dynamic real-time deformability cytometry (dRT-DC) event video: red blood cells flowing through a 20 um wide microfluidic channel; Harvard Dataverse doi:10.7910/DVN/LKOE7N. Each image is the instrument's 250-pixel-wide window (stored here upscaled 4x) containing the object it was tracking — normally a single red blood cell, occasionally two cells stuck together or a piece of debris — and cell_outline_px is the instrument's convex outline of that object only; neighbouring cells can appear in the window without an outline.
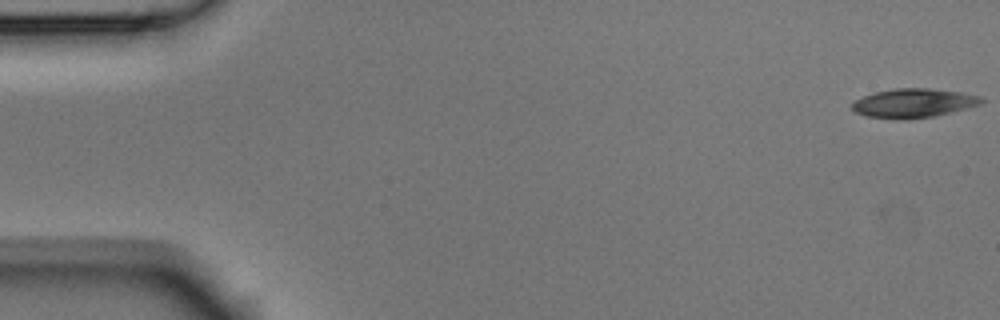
{"species": "Egyptian fruit bat (a non-hibernating species)", "species_latin": "Rousettus aegyptiacus", "temperature_condition": "room temperature", "stored_images_in_passage": 5, "camera_frame_rate_fps": 3000, "um_per_image_px": 0.085, "animal": {"sex": "male"}, "frame": {"image": 1, "passage_image": 1, "time_ms": 0.0, "image_size_px": [1000, 320], "cell_outline_px": [[984, 100], [980, 104], [932, 116], [904, 120], [900, 120], [864, 116], [856, 112], [852, 108], [852, 104], [856, 100], [872, 92], [892, 88], [928, 88], [960, 92], [980, 96]], "centroid_in_image_um": [77.59, 8.76], "position_along_channel_um": 7.4, "area_um2": 21.73}}
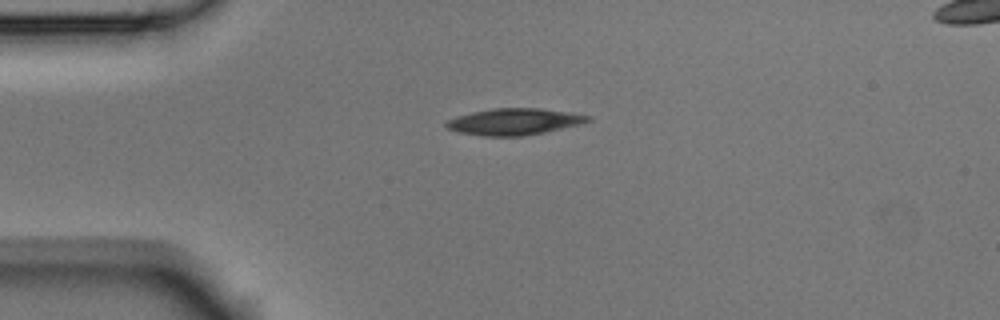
{"frame": {"image": 2, "passage_image": 4, "time_ms": 1.0, "image_size_px": [1000, 320], "cell_outline_px": [[592, 120], [580, 124], [544, 132], [520, 136], [484, 136], [460, 132], [448, 128], [444, 124], [448, 120], [456, 116], [472, 112], [492, 108], [540, 108], [592, 116]], "centroid_in_image_um": [43.7, 10.33], "position_along_channel_um": 41.3, "area_um2": 21.68}}